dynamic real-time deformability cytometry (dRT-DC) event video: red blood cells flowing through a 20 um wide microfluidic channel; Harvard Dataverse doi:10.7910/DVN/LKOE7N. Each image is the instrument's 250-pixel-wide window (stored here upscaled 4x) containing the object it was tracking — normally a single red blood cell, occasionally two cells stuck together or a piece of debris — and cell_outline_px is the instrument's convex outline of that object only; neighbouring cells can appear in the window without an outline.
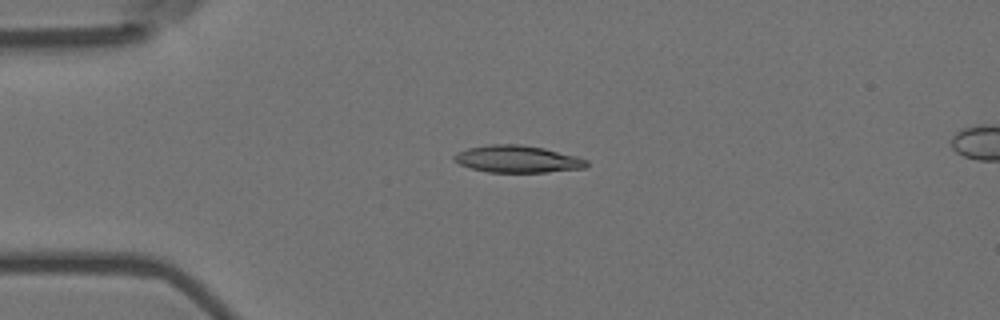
{"species": "Egyptian fruit bat (a non-hibernating species)", "species_latin": "Rousettus aegyptiacus", "temperature_condition": "room temperature", "stored_images_in_passage": 6, "camera_frame_rate_fps": 3000, "um_per_image_px": 0.085, "animal": {"sex": "female"}, "frame": {"image": 1, "passage_image": 4, "time_ms": 1.0, "image_size_px": [1000, 320], "cell_outline_px": [[588, 164], [584, 168], [548, 172], [488, 172], [472, 168], [460, 164], [452, 160], [452, 156], [456, 152], [468, 148], [492, 144], [520, 144], [544, 148], [576, 156], [588, 160]], "centroid_in_image_um": [43.96, 13.52], "position_along_channel_um": 41.0, "area_um2": 20.92}}